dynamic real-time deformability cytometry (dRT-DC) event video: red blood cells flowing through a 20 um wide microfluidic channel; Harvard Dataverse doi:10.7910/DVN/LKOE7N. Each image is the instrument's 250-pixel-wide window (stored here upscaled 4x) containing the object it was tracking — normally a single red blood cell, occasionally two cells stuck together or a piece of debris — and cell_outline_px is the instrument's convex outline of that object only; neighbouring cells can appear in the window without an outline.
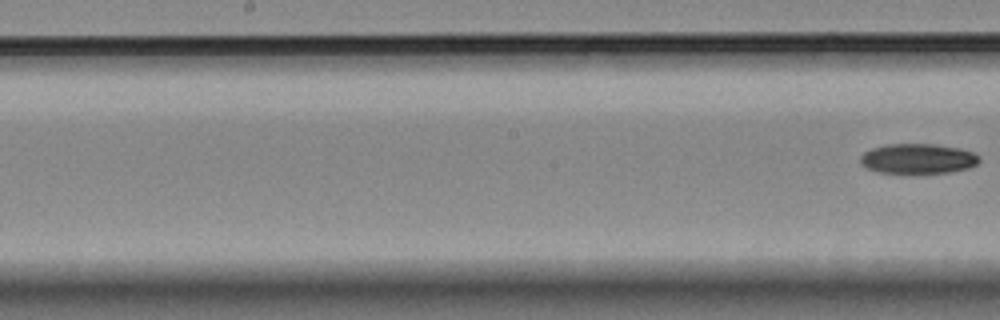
{"species": "Egyptian fruit bat (a non-hibernating species)", "species_latin": "Rousettus aegyptiacus", "temperature_condition": "room temperature", "stored_images_in_passage": 7, "segment_of_instrument_passage": [2, 2], "camera_frame_rate_fps": 3000, "um_per_image_px": 0.085, "animal": {"sex": "female"}, "frame": {"image": 1, "passage_image": 7, "time_ms": 7.667, "image_size_px": [1000, 320], "cell_outline_px": [[980, 160], [976, 164], [968, 168], [948, 172], [876, 172], [860, 164], [860, 156], [864, 152], [872, 148], [888, 144], [936, 144], [960, 148], [972, 152], [980, 156]], "centroid_in_image_um": [78.02, 13.47], "position_along_channel_um": 170.2, "area_um2": 20.58}}